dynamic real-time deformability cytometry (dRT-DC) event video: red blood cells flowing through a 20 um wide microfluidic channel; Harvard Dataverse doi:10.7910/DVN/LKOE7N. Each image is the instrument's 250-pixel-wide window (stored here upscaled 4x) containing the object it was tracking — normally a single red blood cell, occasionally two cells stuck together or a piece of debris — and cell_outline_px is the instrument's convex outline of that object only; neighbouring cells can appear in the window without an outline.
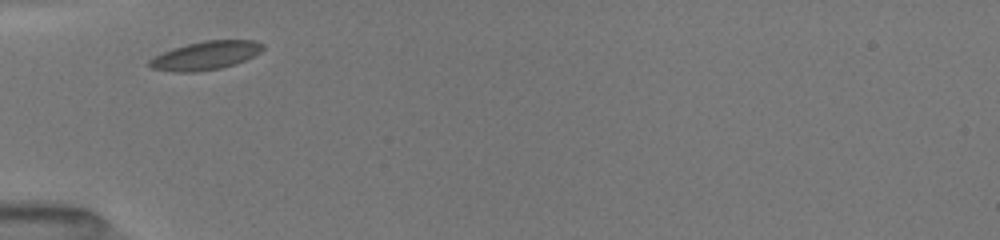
{"species": "common noctule bat (a hibernating species)", "species_latin": "Nyctalus noctula", "temperature_condition": "room temperature", "stored_images_in_passage": 4, "camera_frame_rate_fps": 3000, "um_per_image_px": 0.085, "animal": {"sex": "female", "body_mass_g": 19.5, "forearm_length_mm": 54.1}, "frame": {"image": 1, "passage_image": 1, "time_ms": 0.0, "image_size_px": [1000, 240], "cell_outline_px": [[264, 48], [260, 52], [236, 64], [220, 68], [196, 72], [172, 72], [152, 68], [148, 64], [148, 60], [164, 52], [188, 44], [204, 40], [256, 40], [264, 44]], "centroid_in_image_um": [17.5, 4.72], "position_along_channel_um": 67.5, "area_um2": 18.67}}